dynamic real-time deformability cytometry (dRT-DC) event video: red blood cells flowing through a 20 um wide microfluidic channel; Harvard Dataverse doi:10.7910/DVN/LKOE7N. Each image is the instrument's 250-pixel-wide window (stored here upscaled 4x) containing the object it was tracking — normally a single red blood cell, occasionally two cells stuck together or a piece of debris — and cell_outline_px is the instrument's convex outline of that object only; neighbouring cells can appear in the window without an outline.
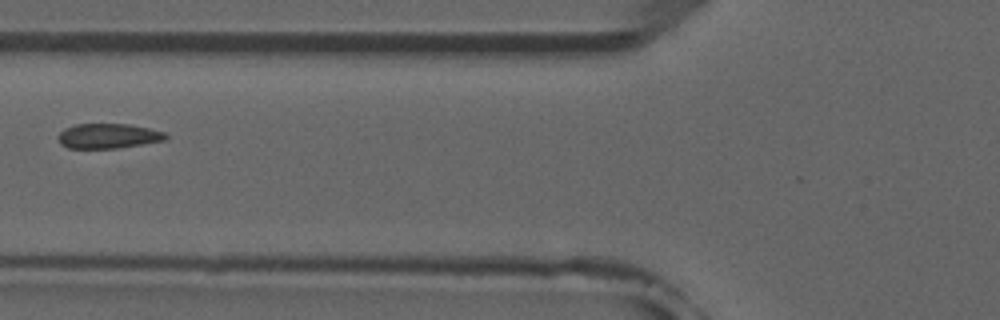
{"species": "common noctule bat (a hibernating species)", "species_latin": "Nyctalus noctula", "temperature_condition": "room temperature", "stored_images_in_passage": 7, "camera_frame_rate_fps": 3000, "um_per_image_px": 0.085, "animal": {"sex": "male", "forearm_length_mm": 52.5}, "frame": {"image": 1, "passage_image": 6, "time_ms": 6.667, "image_size_px": [1000, 320], "cell_outline_px": [[168, 136], [164, 140], [120, 148], [68, 148], [60, 144], [56, 136], [64, 128], [76, 124], [128, 124], [148, 128], [164, 132]], "centroid_in_image_um": [9.15, 11.56], "position_along_channel_um": 116.7, "area_um2": 15.61}}
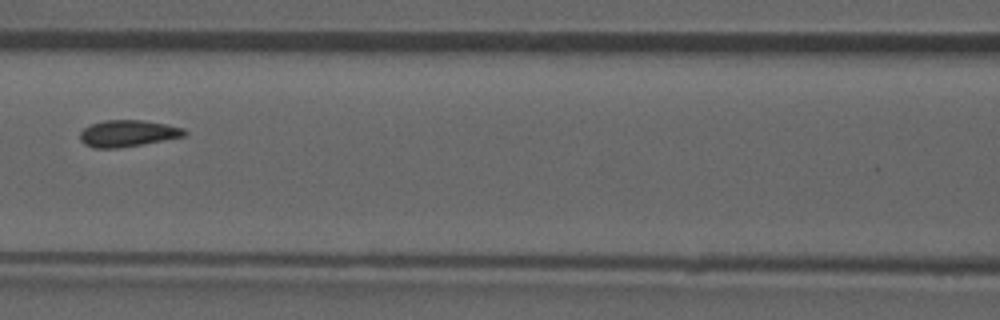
{"frame": {"image": 2, "passage_image": 7, "time_ms": 7.667, "image_size_px": [1000, 320], "cell_outline_px": [[188, 132], [184, 136], [120, 148], [92, 148], [84, 144], [80, 140], [80, 132], [84, 128], [92, 124], [104, 120], [144, 120], [168, 124], [184, 128]], "centroid_in_image_um": [10.86, 11.33], "position_along_channel_um": 155.7, "area_um2": 16.24}}